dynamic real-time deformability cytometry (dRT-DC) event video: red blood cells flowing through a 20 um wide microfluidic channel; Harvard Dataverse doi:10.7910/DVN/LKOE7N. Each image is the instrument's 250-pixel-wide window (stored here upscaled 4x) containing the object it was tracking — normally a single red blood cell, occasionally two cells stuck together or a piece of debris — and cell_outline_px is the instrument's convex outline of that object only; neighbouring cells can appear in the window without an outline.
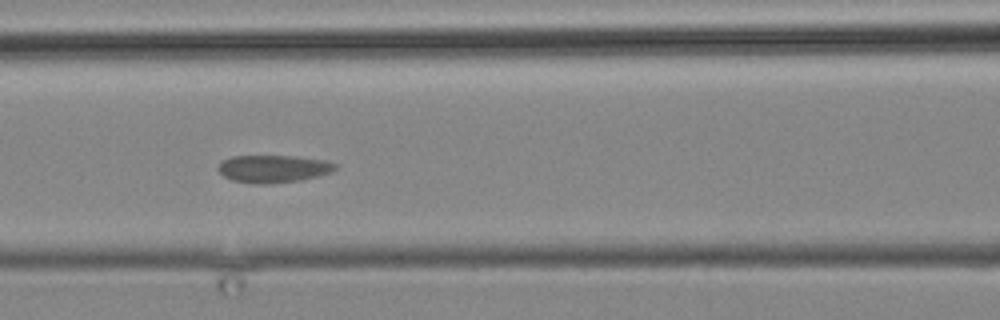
{"species": "common noctule bat (a hibernating species)", "species_latin": "Nyctalus noctula", "temperature_condition": "cold", "stored_images_in_passage": 5, "camera_frame_rate_fps": 3000, "um_per_image_px": 0.085, "animal": {"sex": "male", "body_mass_g": 19.2, "forearm_length_mm": 51.8}, "frame": {"image": 1, "passage_image": 3, "time_ms": 2.333, "image_size_px": [1000, 320], "cell_outline_px": [[336, 168], [332, 172], [300, 180], [268, 184], [252, 184], [232, 180], [224, 176], [216, 168], [224, 160], [232, 156], [296, 156], [324, 160], [336, 164]], "centroid_in_image_um": [23.21, 14.35], "position_along_channel_um": 143.4, "area_um2": 18.73}}
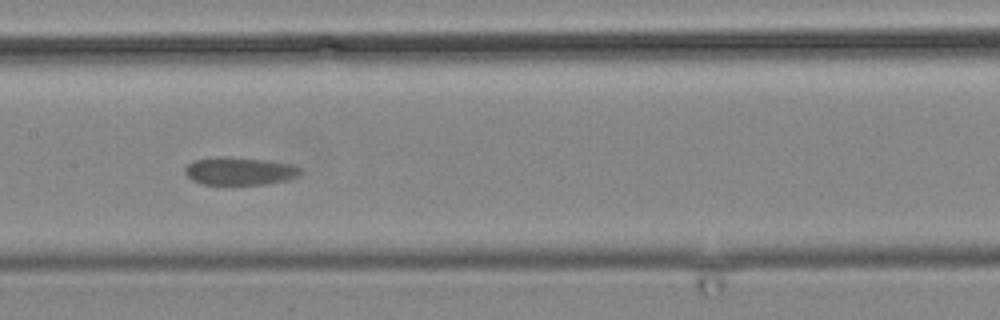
{"frame": {"image": 2, "passage_image": 4, "time_ms": 3.667, "image_size_px": [1000, 320], "cell_outline_px": [[300, 172], [296, 176], [284, 180], [268, 184], [204, 184], [192, 180], [184, 172], [184, 168], [192, 160], [216, 156], [220, 156], [268, 160], [292, 164], [300, 168]], "centroid_in_image_um": [20.31, 14.52], "position_along_channel_um": 187.1, "area_um2": 18.67}}
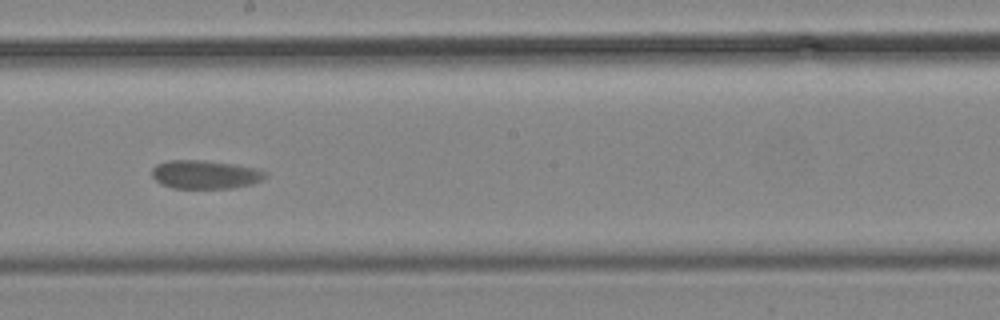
{"frame": {"image": 3, "passage_image": 5, "time_ms": 5.0, "image_size_px": [1000, 320], "cell_outline_px": [[268, 176], [252, 184], [232, 188], [172, 188], [160, 184], [152, 176], [152, 168], [156, 164], [168, 160], [204, 160], [236, 164], [256, 168], [268, 172]], "centroid_in_image_um": [17.45, 14.83], "position_along_channel_um": 230.8, "area_um2": 19.07}}